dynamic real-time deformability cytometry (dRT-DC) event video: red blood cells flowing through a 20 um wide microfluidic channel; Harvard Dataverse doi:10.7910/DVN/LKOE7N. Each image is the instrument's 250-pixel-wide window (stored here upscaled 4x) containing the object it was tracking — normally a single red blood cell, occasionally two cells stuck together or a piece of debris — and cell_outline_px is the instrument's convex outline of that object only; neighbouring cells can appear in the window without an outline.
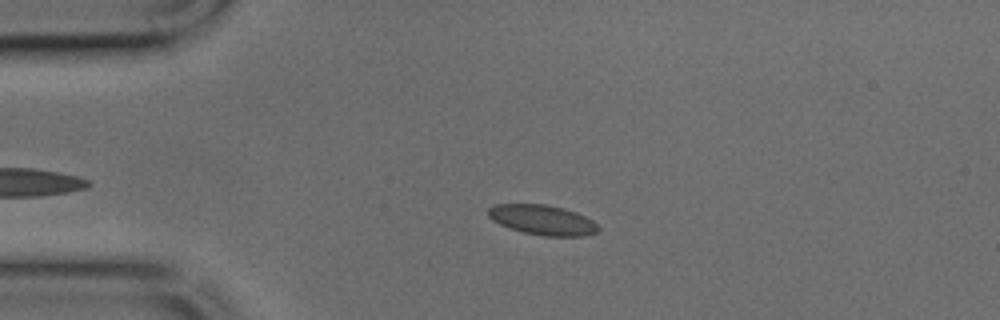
{"species": "common noctule bat (a hibernating species)", "species_latin": "Nyctalus noctula", "temperature_condition": "cold", "stored_images_in_passage": 41, "camera_frame_rate_fps": 3000, "um_per_image_px": 0.085, "animal": {"sex": "male", "body_mass_g": 17.9, "forearm_length_mm": 54.2}, "frame": {"image": 1, "passage_image": 10, "time_ms": 3.0, "image_size_px": [1000, 320], "cell_outline_px": [[600, 228], [596, 232], [584, 236], [544, 236], [524, 232], [500, 224], [492, 220], [488, 216], [488, 208], [492, 204], [544, 204], [564, 208], [576, 212], [592, 220]], "centroid_in_image_um": [46.1, 18.68], "position_along_channel_um": 38.9, "area_um2": 19.13}}
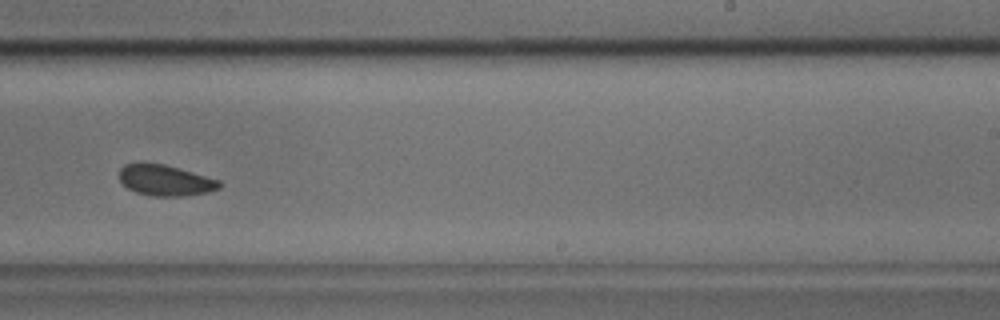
{"frame": {"image": 2, "passage_image": 28, "time_ms": 9.0, "image_size_px": [1000, 320], "cell_outline_px": [[224, 184], [220, 188], [208, 192], [184, 196], [156, 196], [136, 192], [128, 188], [120, 180], [120, 168], [124, 164], [136, 160], [140, 160], [164, 164], [220, 180]], "centroid_in_image_um": [14.03, 15.29], "position_along_channel_um": 275.0, "area_um2": 18.38}}
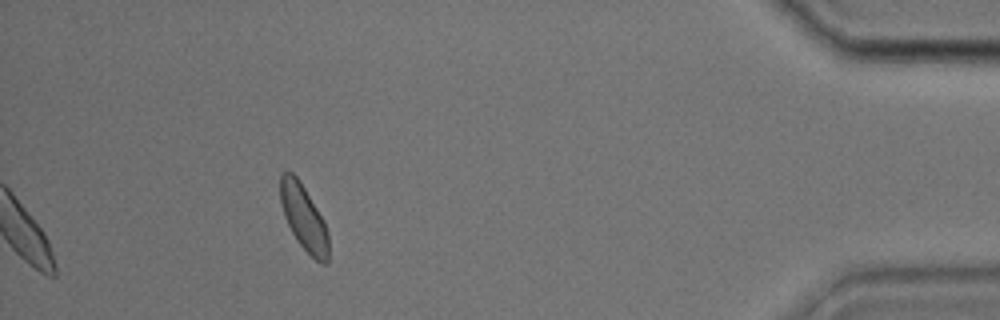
{"frame": {"image": 3, "passage_image": 41, "time_ms": 13.333, "image_size_px": [1000, 320], "cell_outline_px": [[328, 264], [324, 264], [316, 260], [300, 244], [292, 232], [284, 216], [280, 204], [280, 172], [292, 172], [300, 180], [324, 220], [328, 232]], "centroid_in_image_um": [25.81, 18.46], "position_along_channel_um": 409.4, "area_um2": 18.38}}